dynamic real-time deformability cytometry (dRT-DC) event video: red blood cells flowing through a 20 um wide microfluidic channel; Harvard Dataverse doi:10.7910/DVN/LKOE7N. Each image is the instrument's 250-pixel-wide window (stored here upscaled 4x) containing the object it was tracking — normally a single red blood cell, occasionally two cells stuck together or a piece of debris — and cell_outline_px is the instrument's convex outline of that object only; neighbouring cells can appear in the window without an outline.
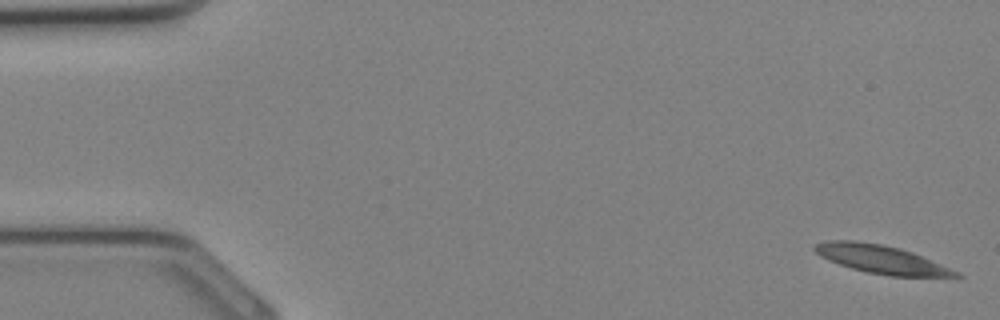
{"species": "Egyptian fruit bat (a non-hibernating species)", "species_latin": "Rousettus aegyptiacus", "temperature_condition": "cold", "stored_images_in_passage": 34, "camera_frame_rate_fps": 3000, "um_per_image_px": 0.085, "animal": {"sex": "female"}, "frame": {"image": 1, "passage_image": 1, "time_ms": 0.0, "image_size_px": [1000, 320], "cell_outline_px": [[964, 276], [956, 280], [888, 276], [868, 272], [852, 268], [828, 260], [820, 256], [812, 248], [816, 244], [828, 240], [852, 240], [880, 244], [900, 248], [912, 252], [960, 272]], "centroid_in_image_um": [75.1, 22.1], "position_along_channel_um": 9.9, "area_um2": 24.04}}
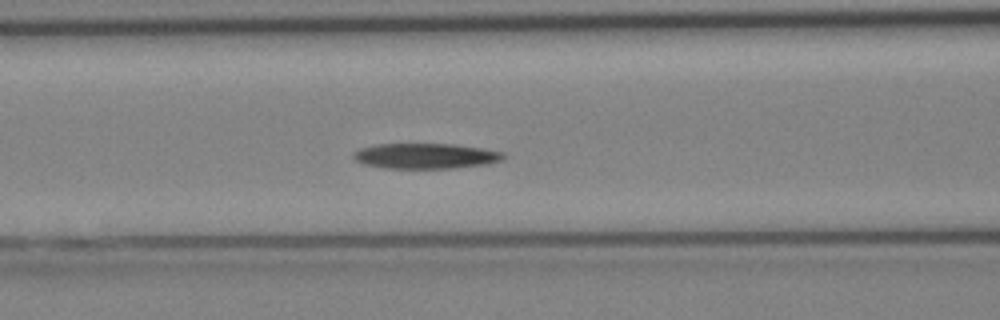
{"frame": {"image": 2, "passage_image": 14, "time_ms": 4.333, "image_size_px": [1000, 320], "cell_outline_px": [[504, 156], [500, 160], [488, 164], [456, 168], [384, 168], [364, 164], [356, 160], [352, 156], [352, 152], [360, 148], [376, 144], [456, 144], [484, 148], [504, 152]], "centroid_in_image_um": [36.17, 13.25], "position_along_channel_um": 130.4, "area_um2": 22.31}}
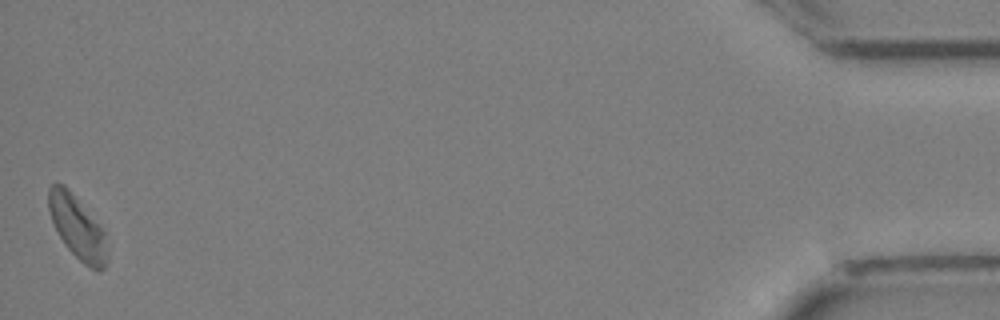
{"frame": {"image": 3, "passage_image": 34, "time_ms": 11.0, "image_size_px": [1000, 320], "cell_outline_px": [[108, 264], [100, 272], [84, 264], [64, 244], [52, 220], [48, 208], [48, 188], [52, 184], [64, 184], [68, 188], [104, 232], [108, 256]], "centroid_in_image_um": [6.58, 19.35], "position_along_channel_um": 428.6, "area_um2": 21.1}}